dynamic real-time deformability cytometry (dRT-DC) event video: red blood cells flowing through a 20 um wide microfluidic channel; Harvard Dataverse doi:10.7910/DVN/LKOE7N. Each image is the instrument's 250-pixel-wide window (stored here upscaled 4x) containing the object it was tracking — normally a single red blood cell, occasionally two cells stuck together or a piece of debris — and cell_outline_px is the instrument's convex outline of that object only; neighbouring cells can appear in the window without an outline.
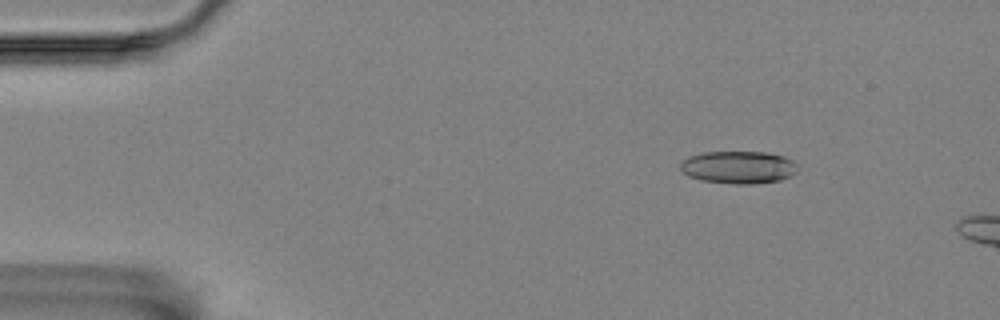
{"species": "Egyptian fruit bat (a non-hibernating species)", "species_latin": "Rousettus aegyptiacus", "temperature_condition": "room temperature", "stored_images_in_passage": 6, "camera_frame_rate_fps": 3000, "um_per_image_px": 0.085, "animal": {"sex": "female"}, "frame": {"image": 1, "passage_image": 2, "time_ms": 0.333, "image_size_px": [1000, 320], "cell_outline_px": [[800, 168], [792, 176], [780, 180], [752, 184], [736, 184], [700, 180], [688, 176], [680, 168], [680, 164], [688, 156], [704, 152], [764, 152], [784, 156], [800, 164]], "centroid_in_image_um": [62.82, 14.22], "position_along_channel_um": 22.2, "area_um2": 22.48}}